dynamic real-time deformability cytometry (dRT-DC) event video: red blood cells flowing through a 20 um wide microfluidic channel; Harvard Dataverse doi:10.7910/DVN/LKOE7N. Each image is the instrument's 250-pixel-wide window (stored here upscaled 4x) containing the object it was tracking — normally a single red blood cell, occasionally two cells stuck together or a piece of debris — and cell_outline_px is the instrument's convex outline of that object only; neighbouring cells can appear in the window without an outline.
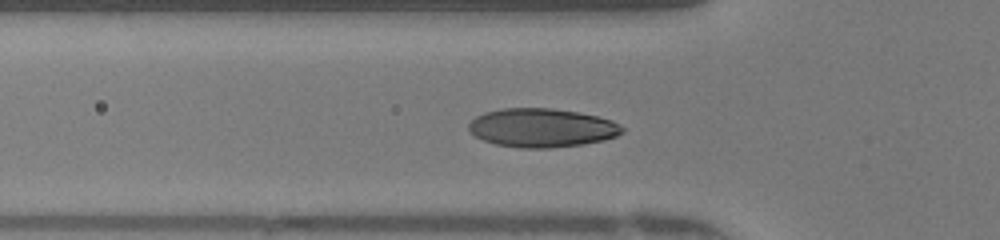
{"species": "human", "species_latin": "Homo sapiens", "temperature_condition": "warm", "stored_images_in_passage": 46, "camera_frame_rate_fps": 3000, "um_per_image_px": 0.085, "donor": {"sex": "female"}, "frame": {"image": 1, "passage_image": 14, "time_ms": 4.333, "image_size_px": [1000, 240], "cell_outline_px": [[624, 132], [616, 136], [604, 140], [584, 144], [552, 148], [520, 148], [496, 144], [484, 140], [468, 132], [468, 124], [476, 116], [484, 112], [504, 108], [552, 108], [576, 112], [596, 116], [612, 120], [624, 128]], "centroid_in_image_um": [46.04, 10.87], "position_along_channel_um": 79.8, "area_um2": 34.74}}
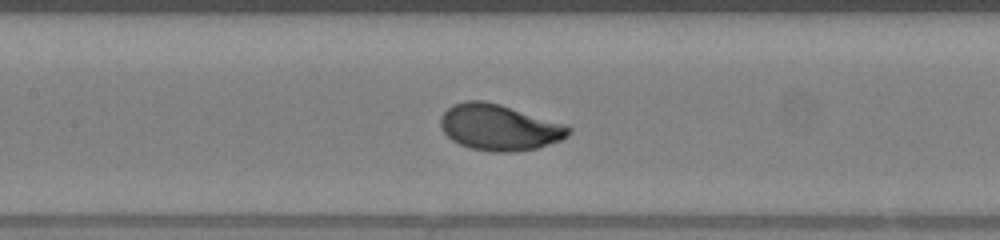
{"frame": {"image": 2, "passage_image": 20, "time_ms": 6.333, "image_size_px": [1000, 240], "cell_outline_px": [[572, 132], [568, 136], [560, 140], [536, 148], [516, 152], [492, 152], [472, 148], [460, 144], [452, 140], [440, 128], [440, 116], [452, 104], [464, 100], [484, 100], [500, 104], [568, 124], [572, 128]], "centroid_in_image_um": [42.45, 10.81], "position_along_channel_um": 164.9, "area_um2": 34.74}, "authors_computed_cell_mechanics": {"area_um2": 33.9286, "velocity_mm_per_s": 4.2175, "shape_relaxation_time_tau1_ms": 1.9726, "shape_relaxation_time_tau2_ms": null, "deformation_change_tau1": 0.1419, "deformation_change_tau2": null}}